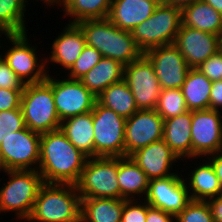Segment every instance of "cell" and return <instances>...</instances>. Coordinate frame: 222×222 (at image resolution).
<instances>
[{"mask_svg":"<svg viewBox=\"0 0 222 222\" xmlns=\"http://www.w3.org/2000/svg\"><path fill=\"white\" fill-rule=\"evenodd\" d=\"M24 117L22 109H14L0 112V143L8 132H16L24 129Z\"/></svg>","mask_w":222,"mask_h":222,"instance_id":"cell-35","label":"cell"},{"mask_svg":"<svg viewBox=\"0 0 222 222\" xmlns=\"http://www.w3.org/2000/svg\"><path fill=\"white\" fill-rule=\"evenodd\" d=\"M23 90L0 88V112L21 108V95Z\"/></svg>","mask_w":222,"mask_h":222,"instance_id":"cell-39","label":"cell"},{"mask_svg":"<svg viewBox=\"0 0 222 222\" xmlns=\"http://www.w3.org/2000/svg\"><path fill=\"white\" fill-rule=\"evenodd\" d=\"M27 220L36 222H81V197L77 186L73 184L44 183Z\"/></svg>","mask_w":222,"mask_h":222,"instance_id":"cell-3","label":"cell"},{"mask_svg":"<svg viewBox=\"0 0 222 222\" xmlns=\"http://www.w3.org/2000/svg\"><path fill=\"white\" fill-rule=\"evenodd\" d=\"M212 82L199 70L190 69L181 87L189 111L210 109Z\"/></svg>","mask_w":222,"mask_h":222,"instance_id":"cell-27","label":"cell"},{"mask_svg":"<svg viewBox=\"0 0 222 222\" xmlns=\"http://www.w3.org/2000/svg\"><path fill=\"white\" fill-rule=\"evenodd\" d=\"M149 180L171 176L170 165L180 159L163 139L140 148L130 155Z\"/></svg>","mask_w":222,"mask_h":222,"instance_id":"cell-18","label":"cell"},{"mask_svg":"<svg viewBox=\"0 0 222 222\" xmlns=\"http://www.w3.org/2000/svg\"><path fill=\"white\" fill-rule=\"evenodd\" d=\"M181 20L184 26L222 37V15L202 0L184 6Z\"/></svg>","mask_w":222,"mask_h":222,"instance_id":"cell-23","label":"cell"},{"mask_svg":"<svg viewBox=\"0 0 222 222\" xmlns=\"http://www.w3.org/2000/svg\"><path fill=\"white\" fill-rule=\"evenodd\" d=\"M95 157H125V122L97 101L92 110Z\"/></svg>","mask_w":222,"mask_h":222,"instance_id":"cell-8","label":"cell"},{"mask_svg":"<svg viewBox=\"0 0 222 222\" xmlns=\"http://www.w3.org/2000/svg\"><path fill=\"white\" fill-rule=\"evenodd\" d=\"M159 1L160 3L177 6L182 9L184 6L192 4L193 2L197 0H159Z\"/></svg>","mask_w":222,"mask_h":222,"instance_id":"cell-44","label":"cell"},{"mask_svg":"<svg viewBox=\"0 0 222 222\" xmlns=\"http://www.w3.org/2000/svg\"><path fill=\"white\" fill-rule=\"evenodd\" d=\"M123 75L124 65L116 60L102 57L98 64L80 80L97 97L111 84L123 80Z\"/></svg>","mask_w":222,"mask_h":222,"instance_id":"cell-25","label":"cell"},{"mask_svg":"<svg viewBox=\"0 0 222 222\" xmlns=\"http://www.w3.org/2000/svg\"><path fill=\"white\" fill-rule=\"evenodd\" d=\"M211 82L222 80V52L219 50L199 67H197Z\"/></svg>","mask_w":222,"mask_h":222,"instance_id":"cell-36","label":"cell"},{"mask_svg":"<svg viewBox=\"0 0 222 222\" xmlns=\"http://www.w3.org/2000/svg\"><path fill=\"white\" fill-rule=\"evenodd\" d=\"M85 37L77 24L69 23L52 44L50 60L69 70L85 47Z\"/></svg>","mask_w":222,"mask_h":222,"instance_id":"cell-20","label":"cell"},{"mask_svg":"<svg viewBox=\"0 0 222 222\" xmlns=\"http://www.w3.org/2000/svg\"><path fill=\"white\" fill-rule=\"evenodd\" d=\"M164 119L155 109L138 110L125 122V156L163 139Z\"/></svg>","mask_w":222,"mask_h":222,"instance_id":"cell-16","label":"cell"},{"mask_svg":"<svg viewBox=\"0 0 222 222\" xmlns=\"http://www.w3.org/2000/svg\"><path fill=\"white\" fill-rule=\"evenodd\" d=\"M175 218L176 222H214L207 201L191 200Z\"/></svg>","mask_w":222,"mask_h":222,"instance_id":"cell-34","label":"cell"},{"mask_svg":"<svg viewBox=\"0 0 222 222\" xmlns=\"http://www.w3.org/2000/svg\"><path fill=\"white\" fill-rule=\"evenodd\" d=\"M220 51L222 52V37L220 38Z\"/></svg>","mask_w":222,"mask_h":222,"instance_id":"cell-47","label":"cell"},{"mask_svg":"<svg viewBox=\"0 0 222 222\" xmlns=\"http://www.w3.org/2000/svg\"><path fill=\"white\" fill-rule=\"evenodd\" d=\"M40 136L28 127L5 134L0 143V166L3 171L36 170L31 165H39Z\"/></svg>","mask_w":222,"mask_h":222,"instance_id":"cell-9","label":"cell"},{"mask_svg":"<svg viewBox=\"0 0 222 222\" xmlns=\"http://www.w3.org/2000/svg\"><path fill=\"white\" fill-rule=\"evenodd\" d=\"M118 157L87 158L76 184L81 198H120Z\"/></svg>","mask_w":222,"mask_h":222,"instance_id":"cell-7","label":"cell"},{"mask_svg":"<svg viewBox=\"0 0 222 222\" xmlns=\"http://www.w3.org/2000/svg\"><path fill=\"white\" fill-rule=\"evenodd\" d=\"M185 180L178 174L149 180L146 202L153 208L177 215L191 201Z\"/></svg>","mask_w":222,"mask_h":222,"instance_id":"cell-13","label":"cell"},{"mask_svg":"<svg viewBox=\"0 0 222 222\" xmlns=\"http://www.w3.org/2000/svg\"><path fill=\"white\" fill-rule=\"evenodd\" d=\"M97 102L128 119L139 109L131 89L124 80L111 84L97 96Z\"/></svg>","mask_w":222,"mask_h":222,"instance_id":"cell-28","label":"cell"},{"mask_svg":"<svg viewBox=\"0 0 222 222\" xmlns=\"http://www.w3.org/2000/svg\"><path fill=\"white\" fill-rule=\"evenodd\" d=\"M102 58L101 53L94 47L85 45L79 58L75 61L70 71L71 79H82Z\"/></svg>","mask_w":222,"mask_h":222,"instance_id":"cell-33","label":"cell"},{"mask_svg":"<svg viewBox=\"0 0 222 222\" xmlns=\"http://www.w3.org/2000/svg\"><path fill=\"white\" fill-rule=\"evenodd\" d=\"M87 158L58 129L41 134L39 167L36 169L44 183L76 185Z\"/></svg>","mask_w":222,"mask_h":222,"instance_id":"cell-1","label":"cell"},{"mask_svg":"<svg viewBox=\"0 0 222 222\" xmlns=\"http://www.w3.org/2000/svg\"><path fill=\"white\" fill-rule=\"evenodd\" d=\"M63 3V4H61ZM112 0H62L64 11L75 19L73 24L83 20L106 19L108 17Z\"/></svg>","mask_w":222,"mask_h":222,"instance_id":"cell-30","label":"cell"},{"mask_svg":"<svg viewBox=\"0 0 222 222\" xmlns=\"http://www.w3.org/2000/svg\"><path fill=\"white\" fill-rule=\"evenodd\" d=\"M159 4V0H112L107 18L119 29L131 32L148 19Z\"/></svg>","mask_w":222,"mask_h":222,"instance_id":"cell-19","label":"cell"},{"mask_svg":"<svg viewBox=\"0 0 222 222\" xmlns=\"http://www.w3.org/2000/svg\"><path fill=\"white\" fill-rule=\"evenodd\" d=\"M175 215L153 208L147 203L146 222H173Z\"/></svg>","mask_w":222,"mask_h":222,"instance_id":"cell-40","label":"cell"},{"mask_svg":"<svg viewBox=\"0 0 222 222\" xmlns=\"http://www.w3.org/2000/svg\"><path fill=\"white\" fill-rule=\"evenodd\" d=\"M163 140L179 158H192L191 111L164 120Z\"/></svg>","mask_w":222,"mask_h":222,"instance_id":"cell-21","label":"cell"},{"mask_svg":"<svg viewBox=\"0 0 222 222\" xmlns=\"http://www.w3.org/2000/svg\"><path fill=\"white\" fill-rule=\"evenodd\" d=\"M181 23L180 7L160 3L153 14L131 33L137 46L145 53L155 47L173 44Z\"/></svg>","mask_w":222,"mask_h":222,"instance_id":"cell-5","label":"cell"},{"mask_svg":"<svg viewBox=\"0 0 222 222\" xmlns=\"http://www.w3.org/2000/svg\"><path fill=\"white\" fill-rule=\"evenodd\" d=\"M191 191L189 196L194 201H206L222 194V188L211 163L203 164L192 171L189 179Z\"/></svg>","mask_w":222,"mask_h":222,"instance_id":"cell-29","label":"cell"},{"mask_svg":"<svg viewBox=\"0 0 222 222\" xmlns=\"http://www.w3.org/2000/svg\"><path fill=\"white\" fill-rule=\"evenodd\" d=\"M222 15V0H202Z\"/></svg>","mask_w":222,"mask_h":222,"instance_id":"cell-45","label":"cell"},{"mask_svg":"<svg viewBox=\"0 0 222 222\" xmlns=\"http://www.w3.org/2000/svg\"><path fill=\"white\" fill-rule=\"evenodd\" d=\"M25 84L9 67L7 62L0 58V88L1 89H14L24 90Z\"/></svg>","mask_w":222,"mask_h":222,"instance_id":"cell-38","label":"cell"},{"mask_svg":"<svg viewBox=\"0 0 222 222\" xmlns=\"http://www.w3.org/2000/svg\"><path fill=\"white\" fill-rule=\"evenodd\" d=\"M222 107V80L212 82L210 92V109L219 111Z\"/></svg>","mask_w":222,"mask_h":222,"instance_id":"cell-41","label":"cell"},{"mask_svg":"<svg viewBox=\"0 0 222 222\" xmlns=\"http://www.w3.org/2000/svg\"><path fill=\"white\" fill-rule=\"evenodd\" d=\"M60 130L88 158L95 157L92 111L63 120Z\"/></svg>","mask_w":222,"mask_h":222,"instance_id":"cell-22","label":"cell"},{"mask_svg":"<svg viewBox=\"0 0 222 222\" xmlns=\"http://www.w3.org/2000/svg\"><path fill=\"white\" fill-rule=\"evenodd\" d=\"M220 112L212 109L191 111L192 157L222 153Z\"/></svg>","mask_w":222,"mask_h":222,"instance_id":"cell-12","label":"cell"},{"mask_svg":"<svg viewBox=\"0 0 222 222\" xmlns=\"http://www.w3.org/2000/svg\"><path fill=\"white\" fill-rule=\"evenodd\" d=\"M27 0H0V31L7 34L26 33L24 11Z\"/></svg>","mask_w":222,"mask_h":222,"instance_id":"cell-31","label":"cell"},{"mask_svg":"<svg viewBox=\"0 0 222 222\" xmlns=\"http://www.w3.org/2000/svg\"><path fill=\"white\" fill-rule=\"evenodd\" d=\"M133 200L134 197L132 200H126L124 202L121 222H146L147 202L145 204H137Z\"/></svg>","mask_w":222,"mask_h":222,"instance_id":"cell-37","label":"cell"},{"mask_svg":"<svg viewBox=\"0 0 222 222\" xmlns=\"http://www.w3.org/2000/svg\"><path fill=\"white\" fill-rule=\"evenodd\" d=\"M212 155H213L211 156L212 159H209V160L215 170L216 176L218 177L221 188H222V154H220L219 152V153H215V155L214 154Z\"/></svg>","mask_w":222,"mask_h":222,"instance_id":"cell-43","label":"cell"},{"mask_svg":"<svg viewBox=\"0 0 222 222\" xmlns=\"http://www.w3.org/2000/svg\"><path fill=\"white\" fill-rule=\"evenodd\" d=\"M49 74L46 82L52 87L55 108L60 121L93 110L97 97L78 79L55 80Z\"/></svg>","mask_w":222,"mask_h":222,"instance_id":"cell-10","label":"cell"},{"mask_svg":"<svg viewBox=\"0 0 222 222\" xmlns=\"http://www.w3.org/2000/svg\"><path fill=\"white\" fill-rule=\"evenodd\" d=\"M155 111L164 120L176 117L188 111L181 89H162Z\"/></svg>","mask_w":222,"mask_h":222,"instance_id":"cell-32","label":"cell"},{"mask_svg":"<svg viewBox=\"0 0 222 222\" xmlns=\"http://www.w3.org/2000/svg\"><path fill=\"white\" fill-rule=\"evenodd\" d=\"M117 175V181L120 186V199L132 200L131 196L142 193H145L144 195L146 196L149 179L130 156L118 157Z\"/></svg>","mask_w":222,"mask_h":222,"instance_id":"cell-24","label":"cell"},{"mask_svg":"<svg viewBox=\"0 0 222 222\" xmlns=\"http://www.w3.org/2000/svg\"><path fill=\"white\" fill-rule=\"evenodd\" d=\"M125 199L81 198V222H121Z\"/></svg>","mask_w":222,"mask_h":222,"instance_id":"cell-26","label":"cell"},{"mask_svg":"<svg viewBox=\"0 0 222 222\" xmlns=\"http://www.w3.org/2000/svg\"><path fill=\"white\" fill-rule=\"evenodd\" d=\"M77 25L82 30L87 45L98 50L102 57L126 66L144 53L137 46L132 33L119 29L108 18L83 20Z\"/></svg>","mask_w":222,"mask_h":222,"instance_id":"cell-2","label":"cell"},{"mask_svg":"<svg viewBox=\"0 0 222 222\" xmlns=\"http://www.w3.org/2000/svg\"><path fill=\"white\" fill-rule=\"evenodd\" d=\"M42 1H44V3L46 2V4H48V5H53V3H59V1L61 2L62 0H42Z\"/></svg>","mask_w":222,"mask_h":222,"instance_id":"cell-46","label":"cell"},{"mask_svg":"<svg viewBox=\"0 0 222 222\" xmlns=\"http://www.w3.org/2000/svg\"><path fill=\"white\" fill-rule=\"evenodd\" d=\"M123 80L131 89L139 110L155 109L162 88L153 64L144 54L124 66Z\"/></svg>","mask_w":222,"mask_h":222,"instance_id":"cell-11","label":"cell"},{"mask_svg":"<svg viewBox=\"0 0 222 222\" xmlns=\"http://www.w3.org/2000/svg\"><path fill=\"white\" fill-rule=\"evenodd\" d=\"M144 55L153 64L162 89H181L191 68L174 44L152 48Z\"/></svg>","mask_w":222,"mask_h":222,"instance_id":"cell-15","label":"cell"},{"mask_svg":"<svg viewBox=\"0 0 222 222\" xmlns=\"http://www.w3.org/2000/svg\"><path fill=\"white\" fill-rule=\"evenodd\" d=\"M12 177L0 190V211L14 212L18 218L28 219L39 190L44 184L38 170H7Z\"/></svg>","mask_w":222,"mask_h":222,"instance_id":"cell-6","label":"cell"},{"mask_svg":"<svg viewBox=\"0 0 222 222\" xmlns=\"http://www.w3.org/2000/svg\"><path fill=\"white\" fill-rule=\"evenodd\" d=\"M206 201L209 204L214 222H222V194Z\"/></svg>","mask_w":222,"mask_h":222,"instance_id":"cell-42","label":"cell"},{"mask_svg":"<svg viewBox=\"0 0 222 222\" xmlns=\"http://www.w3.org/2000/svg\"><path fill=\"white\" fill-rule=\"evenodd\" d=\"M25 126L39 134L60 129L52 87L43 82L25 84L20 105Z\"/></svg>","mask_w":222,"mask_h":222,"instance_id":"cell-4","label":"cell"},{"mask_svg":"<svg viewBox=\"0 0 222 222\" xmlns=\"http://www.w3.org/2000/svg\"><path fill=\"white\" fill-rule=\"evenodd\" d=\"M220 36L184 26L182 23L174 41L191 69L220 50Z\"/></svg>","mask_w":222,"mask_h":222,"instance_id":"cell-17","label":"cell"},{"mask_svg":"<svg viewBox=\"0 0 222 222\" xmlns=\"http://www.w3.org/2000/svg\"><path fill=\"white\" fill-rule=\"evenodd\" d=\"M26 36V33L7 34L6 37L13 46L8 52L6 51L3 59L24 84L43 82L48 74L47 70H44L46 64L43 62L39 65L37 52L30 47ZM26 77H28L27 80Z\"/></svg>","mask_w":222,"mask_h":222,"instance_id":"cell-14","label":"cell"}]
</instances>
